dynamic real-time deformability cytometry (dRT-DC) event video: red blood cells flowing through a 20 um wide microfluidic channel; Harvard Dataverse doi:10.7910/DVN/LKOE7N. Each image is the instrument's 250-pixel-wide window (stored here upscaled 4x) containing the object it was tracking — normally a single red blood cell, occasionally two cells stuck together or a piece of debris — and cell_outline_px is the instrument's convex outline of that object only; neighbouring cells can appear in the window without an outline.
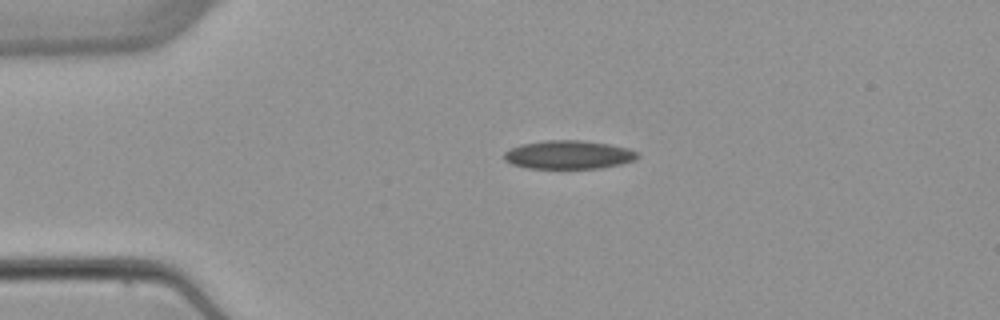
{"species": "common noctule bat (a hibernating species)", "species_latin": "Nyctalus noctula", "temperature_condition": "warm", "stored_images_in_passage": 2, "camera_frame_rate_fps": 3000, "um_per_image_px": 0.085, "animal": {"sex": "female", "body_mass_g": 22.7, "forearm_length_mm": 54.2}, "frame": {"image": 1, "passage_image": 1, "time_ms": 0.0, "image_size_px": [1000, 320], "cell_outline_px": [[640, 156], [636, 160], [620, 164], [600, 168], [528, 168], [512, 164], [504, 160], [504, 152], [520, 144], [544, 140], [580, 140], [608, 144], [628, 148], [636, 152]], "centroid_in_image_um": [48.33, 13.15], "position_along_channel_um": 36.7, "area_um2": 22.14}}